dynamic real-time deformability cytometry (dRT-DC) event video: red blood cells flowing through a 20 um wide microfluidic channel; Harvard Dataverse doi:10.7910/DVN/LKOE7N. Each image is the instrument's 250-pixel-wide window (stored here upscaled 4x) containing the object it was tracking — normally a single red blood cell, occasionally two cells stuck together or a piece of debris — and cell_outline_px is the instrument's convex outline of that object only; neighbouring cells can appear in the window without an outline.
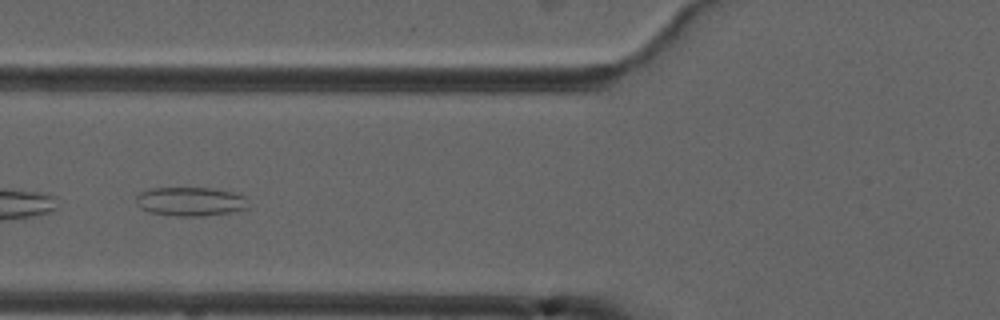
{"species": "common noctule bat (a hibernating species)", "species_latin": "Nyctalus noctula", "temperature_condition": "cold", "stored_images_in_passage": 10, "camera_frame_rate_fps": 3000, "um_per_image_px": 0.085, "animal": {"sex": "male", "forearm_length_mm": 52.5}, "frame": {"image": 1, "passage_image": 4, "time_ms": 3.667, "image_size_px": [1000, 320], "cell_outline_px": [[248, 208], [232, 212], [200, 216], [172, 216], [148, 212], [140, 208], [136, 204], [136, 196], [140, 192], [152, 188], [212, 188], [232, 192], [244, 196]], "centroid_in_image_um": [16.14, 17.13], "position_along_channel_um": 109.7, "area_um2": 18.96}}
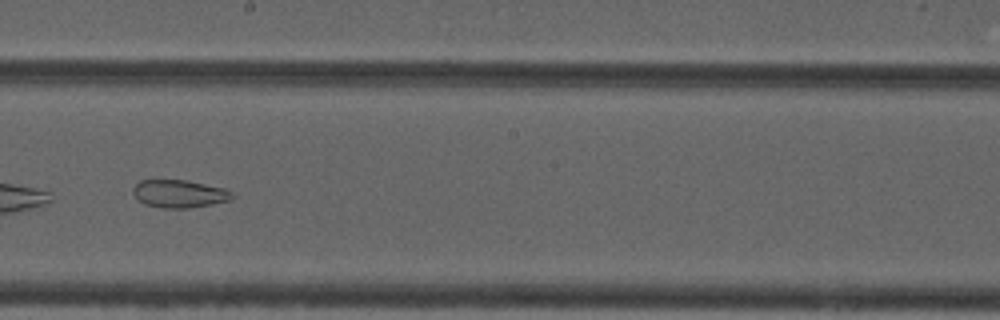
{"frame": {"image": 2, "passage_image": 7, "time_ms": 7.0, "image_size_px": [1000, 320], "cell_outline_px": [[236, 196], [232, 200], [212, 204], [188, 208], [164, 208], [144, 204], [132, 192], [132, 188], [140, 180], [188, 180], [224, 188], [236, 192]], "centroid_in_image_um": [15.31, 16.46], "position_along_channel_um": 232.9, "area_um2": 16.24}}
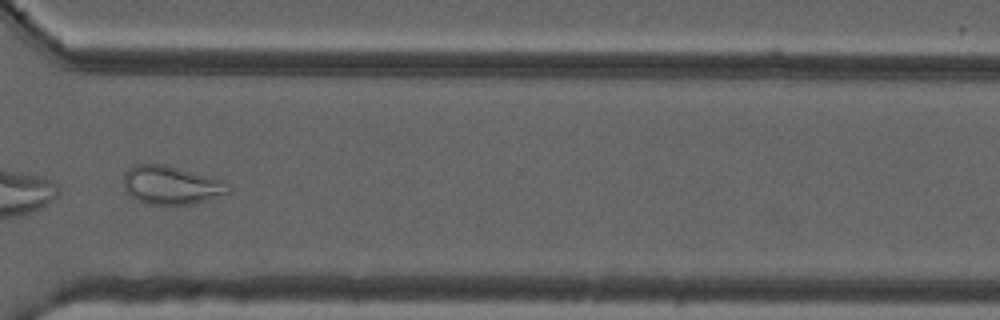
{"frame": {"image": 3, "passage_image": 10, "time_ms": 10.333, "image_size_px": [1000, 320], "cell_outline_px": [[232, 188], [224, 196], [192, 204], [144, 204], [136, 200], [124, 188], [124, 172], [128, 168], [136, 164], [164, 164], [212, 176], [224, 180]], "centroid_in_image_um": [14.59, 15.73], "position_along_channel_um": 356.0, "area_um2": 23.87}}